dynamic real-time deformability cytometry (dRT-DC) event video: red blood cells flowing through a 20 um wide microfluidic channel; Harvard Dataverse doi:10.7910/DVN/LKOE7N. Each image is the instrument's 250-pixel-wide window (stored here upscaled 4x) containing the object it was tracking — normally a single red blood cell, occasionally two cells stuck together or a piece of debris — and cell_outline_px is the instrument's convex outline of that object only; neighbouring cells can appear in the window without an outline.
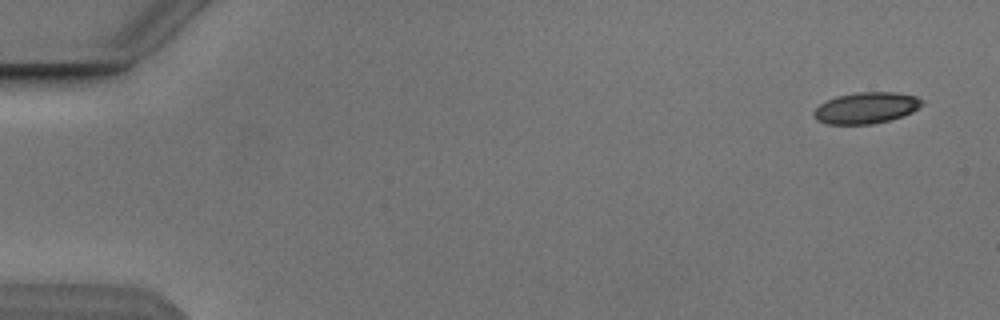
{"species": "Egyptian fruit bat (a non-hibernating species)", "species_latin": "Rousettus aegyptiacus", "temperature_condition": "cold", "stored_images_in_passage": 5, "camera_frame_rate_fps": 3000, "um_per_image_px": 0.085, "animal": {"sex": "male"}, "frame": {"image": 1, "passage_image": 1, "time_ms": 0.0, "image_size_px": [1000, 320], "cell_outline_px": [[924, 104], [920, 108], [912, 112], [888, 120], [872, 124], [828, 124], [816, 120], [812, 116], [812, 112], [820, 104], [836, 96], [856, 92], [896, 92], [916, 96], [924, 100]], "centroid_in_image_um": [73.63, 9.16], "position_along_channel_um": 11.4, "area_um2": 19.83}}
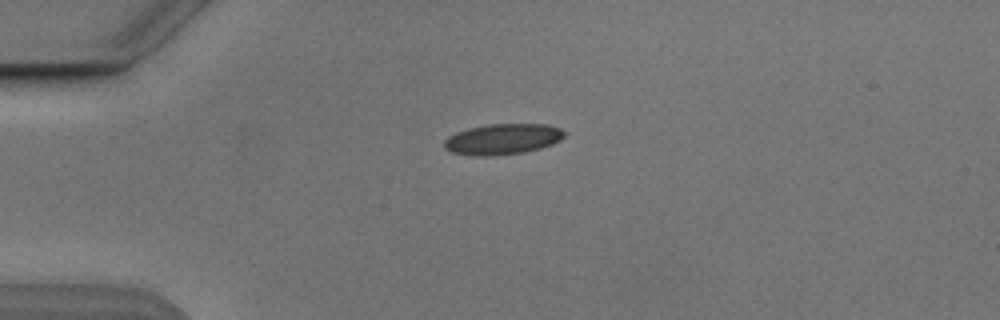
{"frame": {"image": 2, "passage_image": 4, "time_ms": 3.667, "image_size_px": [1000, 320], "cell_outline_px": [[564, 136], [560, 140], [552, 144], [540, 148], [524, 152], [492, 156], [472, 156], [452, 152], [444, 148], [444, 140], [448, 136], [456, 132], [468, 128], [488, 124], [544, 124], [560, 128], [564, 132]], "centroid_in_image_um": [42.69, 11.83], "position_along_channel_um": 42.3, "area_um2": 21.56}}